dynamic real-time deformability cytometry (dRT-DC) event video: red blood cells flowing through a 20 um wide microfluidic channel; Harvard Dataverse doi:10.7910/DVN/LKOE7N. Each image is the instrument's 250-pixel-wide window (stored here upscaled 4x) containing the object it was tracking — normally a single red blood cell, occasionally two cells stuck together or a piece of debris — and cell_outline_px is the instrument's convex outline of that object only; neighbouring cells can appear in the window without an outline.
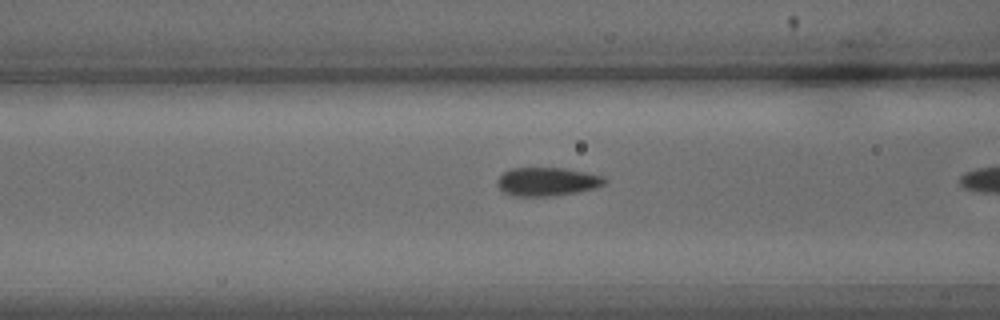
{"species": "common noctule bat (a hibernating species)", "species_latin": "Nyctalus noctula", "temperature_condition": "warm", "stored_images_in_passage": 5, "camera_frame_rate_fps": 3000, "um_per_image_px": 0.085, "animal": {"sex": "male", "body_mass_g": 15.6}, "frame": {"image": 1, "passage_image": 4, "time_ms": 1.0, "image_size_px": [1000, 320], "cell_outline_px": [[608, 180], [604, 184], [592, 188], [576, 192], [548, 196], [516, 196], [504, 192], [496, 184], [496, 180], [504, 172], [512, 168], [564, 168], [588, 172], [604, 176]], "centroid_in_image_um": [46.51, 15.42], "position_along_channel_um": 120.1, "area_um2": 17.74}}